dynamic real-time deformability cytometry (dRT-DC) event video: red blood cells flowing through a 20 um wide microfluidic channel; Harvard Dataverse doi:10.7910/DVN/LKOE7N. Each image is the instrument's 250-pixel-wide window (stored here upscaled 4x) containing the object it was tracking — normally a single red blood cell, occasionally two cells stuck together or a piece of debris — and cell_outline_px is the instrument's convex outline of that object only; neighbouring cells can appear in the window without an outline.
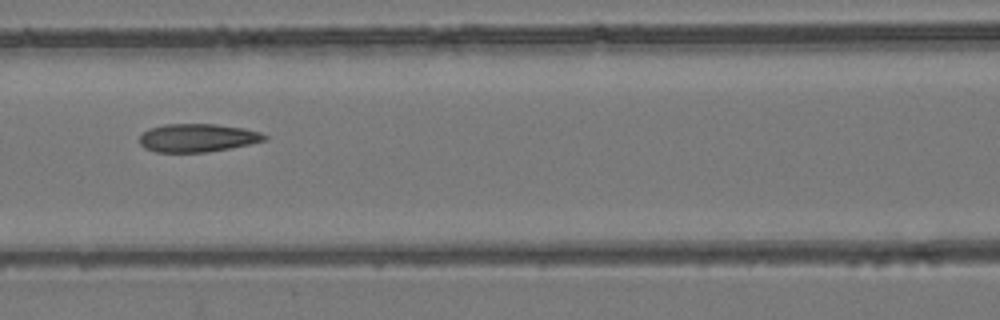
{"species": "common noctule bat (a hibernating species)", "species_latin": "Nyctalus noctula", "temperature_condition": "room temperature", "stored_images_in_passage": 9, "camera_frame_rate_fps": 3000, "um_per_image_px": 0.085, "animal": {"sex": "female", "body_mass_g": 24.6, "forearm_length_mm": 56.2}, "frame": {"image": 1, "passage_image": 7, "time_ms": 6.667, "image_size_px": [1000, 320], "cell_outline_px": [[268, 140], [208, 152], [156, 152], [144, 148], [140, 144], [140, 136], [148, 128], [164, 124], [216, 124], [244, 128], [260, 132], [268, 136]], "centroid_in_image_um": [16.78, 11.71], "position_along_channel_um": 149.8, "area_um2": 20.58}}
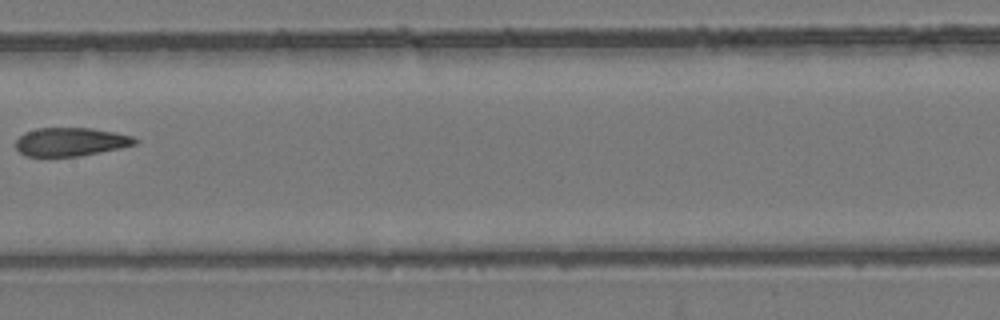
{"frame": {"image": 2, "passage_image": 8, "time_ms": 8.0, "image_size_px": [1000, 320], "cell_outline_px": [[140, 140], [136, 144], [120, 148], [80, 156], [24, 156], [16, 148], [16, 140], [24, 132], [36, 128], [92, 128], [116, 132], [132, 136]], "centroid_in_image_um": [6.02, 12.05], "position_along_channel_um": 201.4, "area_um2": 19.88}}
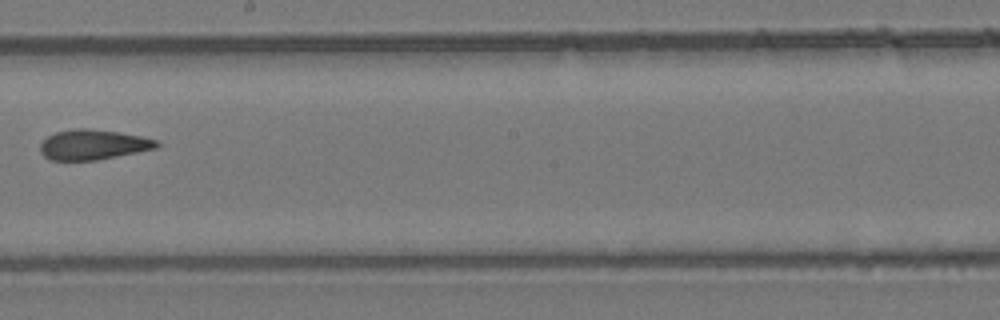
{"frame": {"image": 3, "passage_image": 9, "time_ms": 9.0, "image_size_px": [1000, 320], "cell_outline_px": [[160, 144], [156, 148], [96, 160], [52, 160], [44, 156], [40, 152], [40, 144], [48, 136], [56, 132], [72, 128], [88, 128], [116, 132], [140, 136], [160, 140]], "centroid_in_image_um": [7.9, 12.29], "position_along_channel_um": 240.3, "area_um2": 20.29}}